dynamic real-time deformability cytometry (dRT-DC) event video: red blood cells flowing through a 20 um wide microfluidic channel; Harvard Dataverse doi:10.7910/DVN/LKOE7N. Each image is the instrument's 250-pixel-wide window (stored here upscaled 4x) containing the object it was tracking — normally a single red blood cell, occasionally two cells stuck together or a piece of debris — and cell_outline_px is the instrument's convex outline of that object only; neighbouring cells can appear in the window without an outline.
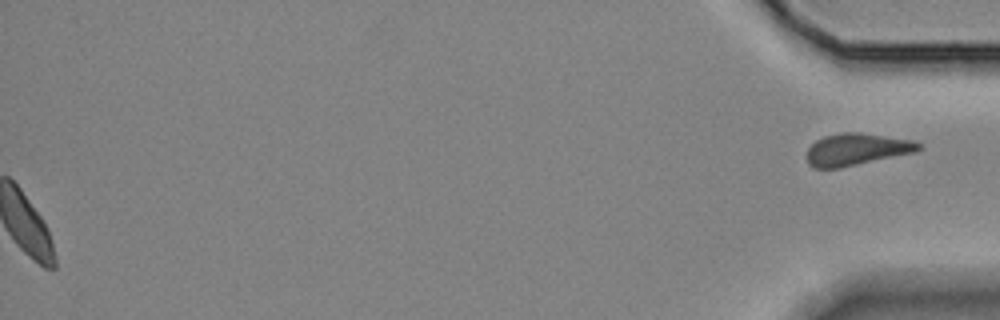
{"species": "Egyptian fruit bat (a non-hibernating species)", "species_latin": "Rousettus aegyptiacus", "temperature_condition": "room temperature", "stored_images_in_passage": 40, "segment_of_instrument_passage": [2, 2], "camera_frame_rate_fps": 3000, "um_per_image_px": 0.085, "animal": {"sex": "female"}, "frame": {"image": 1, "passage_image": 40, "time_ms": 13.0, "image_size_px": [1000, 320], "cell_outline_px": [[924, 148], [916, 152], [840, 168], [812, 168], [808, 164], [808, 148], [816, 140], [824, 136], [840, 132], [860, 132], [912, 140], [924, 144]], "centroid_in_image_um": [72.85, 12.69], "position_along_channel_um": 362.3, "area_um2": 21.04}}